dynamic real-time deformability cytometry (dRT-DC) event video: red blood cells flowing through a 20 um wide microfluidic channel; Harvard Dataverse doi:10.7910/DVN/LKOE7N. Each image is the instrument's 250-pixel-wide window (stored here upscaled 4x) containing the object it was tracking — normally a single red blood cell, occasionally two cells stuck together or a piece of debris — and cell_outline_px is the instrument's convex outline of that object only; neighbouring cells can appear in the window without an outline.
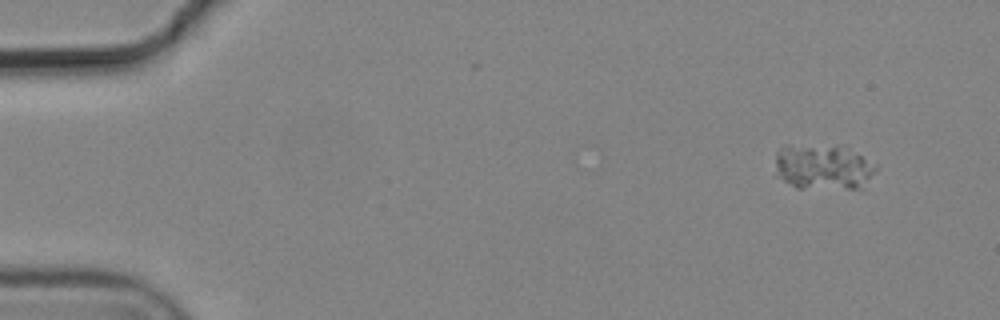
{"species": "common noctule bat (a hibernating species)", "species_latin": "Nyctalus noctula", "temperature_condition": "cold", "stored_images_in_passage": 6, "camera_frame_rate_fps": 3000, "um_per_image_px": 0.085, "animal": {"sex": "male", "body_mass_g": 19.2, "forearm_length_mm": 51.8}, "frame": {"image": 1, "passage_image": 1, "time_ms": 0.0, "image_size_px": [1000, 320], "cell_outline_px": [[880, 168], [864, 188], [796, 188], [776, 176], [776, 152], [784, 144], [788, 144], [836, 148], [860, 156], [876, 164]], "centroid_in_image_um": [69.94, 14.25], "position_along_channel_um": 15.1, "area_um2": 26.24}}
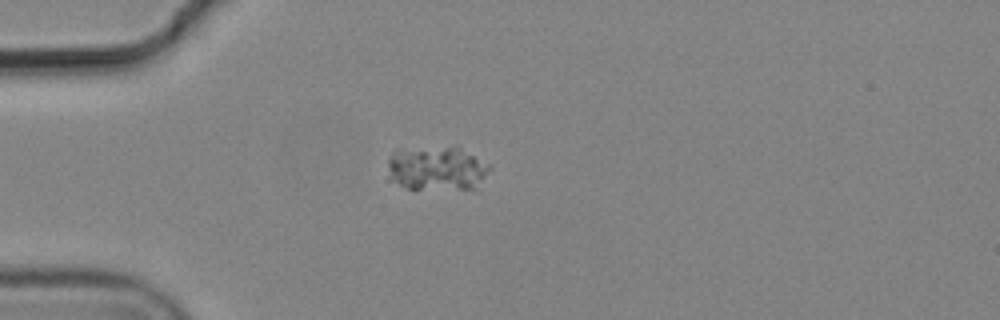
{"frame": {"image": 2, "passage_image": 4, "time_ms": 1.0, "image_size_px": [1000, 320], "cell_outline_px": [[492, 168], [476, 192], [408, 188], [400, 184], [392, 176], [388, 168], [388, 160], [392, 152], [396, 148], [456, 144], [488, 164]], "centroid_in_image_um": [37.23, 14.3], "position_along_channel_um": 47.8, "area_um2": 27.74}}
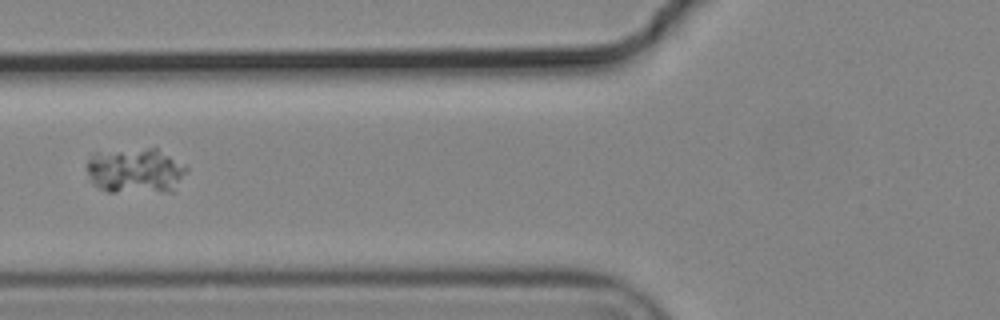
{"frame": {"image": 3, "passage_image": 6, "time_ms": 1.667, "image_size_px": [1000, 320], "cell_outline_px": [[188, 168], [172, 192], [108, 192], [100, 188], [92, 180], [88, 172], [88, 160], [92, 152], [148, 148], [156, 148]], "centroid_in_image_um": [11.49, 14.51], "position_along_channel_um": 114.3, "area_um2": 26.01}}